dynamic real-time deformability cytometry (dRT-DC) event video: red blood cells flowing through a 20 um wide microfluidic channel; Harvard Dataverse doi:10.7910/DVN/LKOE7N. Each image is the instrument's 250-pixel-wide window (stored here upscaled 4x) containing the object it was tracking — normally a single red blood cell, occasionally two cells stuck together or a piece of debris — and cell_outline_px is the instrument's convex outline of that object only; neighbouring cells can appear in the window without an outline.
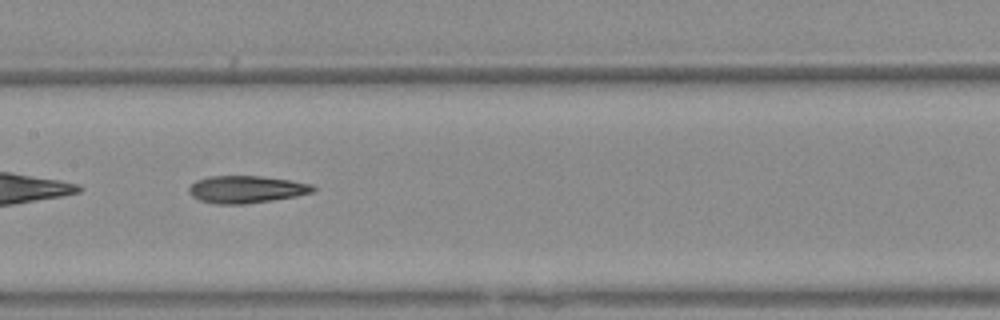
{"species": "Egyptian fruit bat (a non-hibernating species)", "species_latin": "Rousettus aegyptiacus", "temperature_condition": "warm", "stored_images_in_passage": 38, "camera_frame_rate_fps": 3000, "um_per_image_px": 0.085, "animal": {"sex": "female"}, "frame": {"image": 1, "passage_image": 17, "time_ms": 5.333, "image_size_px": [1000, 320], "cell_outline_px": [[316, 188], [312, 192], [296, 196], [272, 200], [244, 204], [216, 204], [200, 200], [192, 196], [188, 192], [188, 188], [196, 180], [208, 176], [260, 176], [292, 180], [312, 184]], "centroid_in_image_um": [20.92, 16.09], "position_along_channel_um": 186.5, "area_um2": 19.77}}